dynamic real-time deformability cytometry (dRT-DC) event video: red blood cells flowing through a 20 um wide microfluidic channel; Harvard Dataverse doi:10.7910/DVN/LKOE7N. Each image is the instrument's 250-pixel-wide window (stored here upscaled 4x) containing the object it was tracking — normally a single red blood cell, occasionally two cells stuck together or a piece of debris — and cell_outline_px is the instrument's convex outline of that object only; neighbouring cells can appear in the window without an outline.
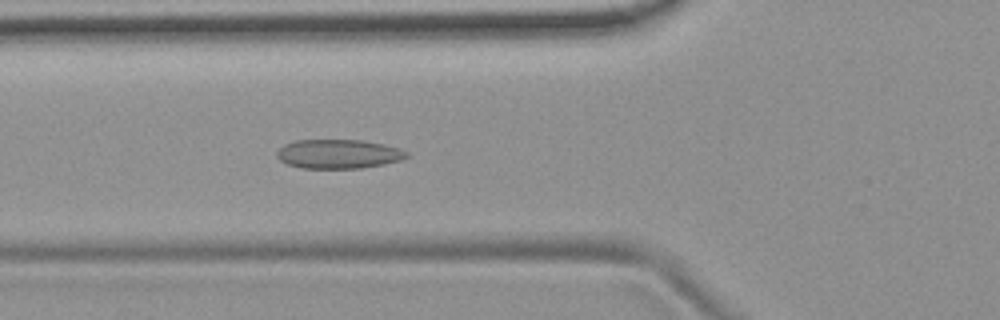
{"species": "common noctule bat (a hibernating species)", "species_latin": "Nyctalus noctula", "temperature_condition": "room temperature", "stored_images_in_passage": 54, "camera_frame_rate_fps": 3000, "um_per_image_px": 0.085, "animal": {"sex": "female", "body_mass_g": 19.9}, "frame": {"image": 1, "passage_image": 20, "time_ms": 6.333, "image_size_px": [1000, 320], "cell_outline_px": [[408, 156], [400, 160], [384, 164], [360, 168], [300, 168], [288, 164], [280, 160], [276, 156], [276, 152], [284, 144], [296, 140], [360, 140], [384, 144], [400, 148], [408, 152]], "centroid_in_image_um": [28.76, 13.08], "position_along_channel_um": 97.0, "area_um2": 22.02}}
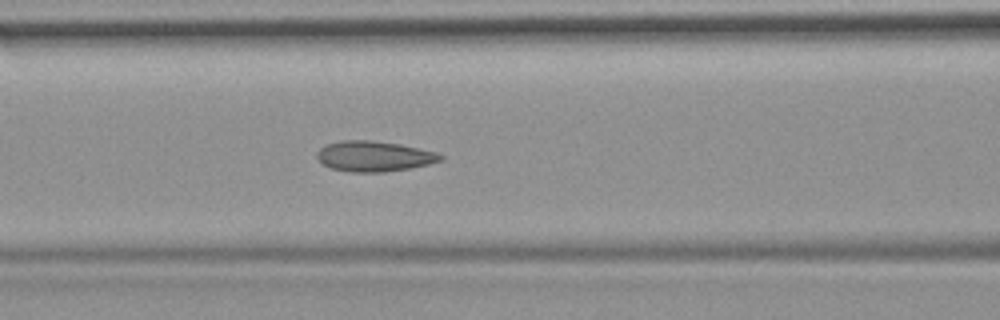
{"frame": {"image": 2, "passage_image": 23, "time_ms": 7.333, "image_size_px": [1000, 320], "cell_outline_px": [[444, 160], [428, 164], [408, 168], [384, 172], [352, 172], [332, 168], [324, 164], [316, 156], [316, 152], [320, 148], [328, 144], [340, 140], [372, 140], [400, 144], [440, 152], [444, 156]], "centroid_in_image_um": [31.84, 13.27], "position_along_channel_um": 134.8, "area_um2": 21.96}}
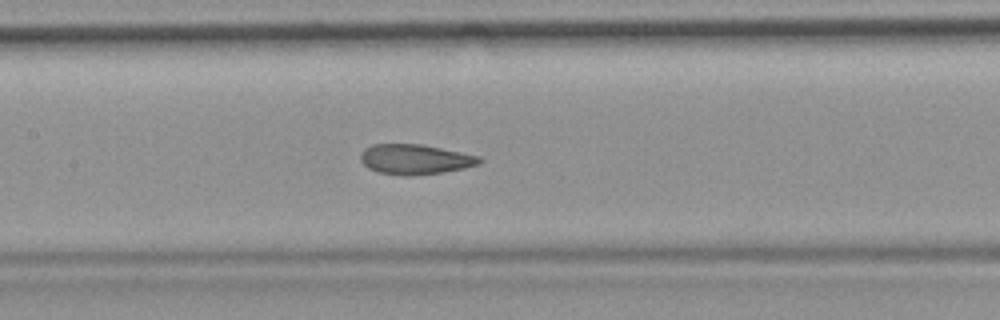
{"frame": {"image": 3, "passage_image": 26, "time_ms": 8.333, "image_size_px": [1000, 320], "cell_outline_px": [[484, 160], [480, 164], [464, 168], [444, 172], [412, 176], [404, 176], [376, 172], [368, 168], [360, 160], [360, 152], [364, 148], [372, 144], [420, 144], [480, 156]], "centroid_in_image_um": [35.26, 13.55], "position_along_channel_um": 172.1, "area_um2": 21.04}, "authors_computed_cell_mechanics": {"area_um2": 21.9929, "velocity_mm_per_s": 3.7413, "shape_relaxation_time_tau1_ms": null, "shape_relaxation_time_tau2_ms": 1.6809, "deformation_change_tau1": null, "deformation_change_tau2": 0.0857}}